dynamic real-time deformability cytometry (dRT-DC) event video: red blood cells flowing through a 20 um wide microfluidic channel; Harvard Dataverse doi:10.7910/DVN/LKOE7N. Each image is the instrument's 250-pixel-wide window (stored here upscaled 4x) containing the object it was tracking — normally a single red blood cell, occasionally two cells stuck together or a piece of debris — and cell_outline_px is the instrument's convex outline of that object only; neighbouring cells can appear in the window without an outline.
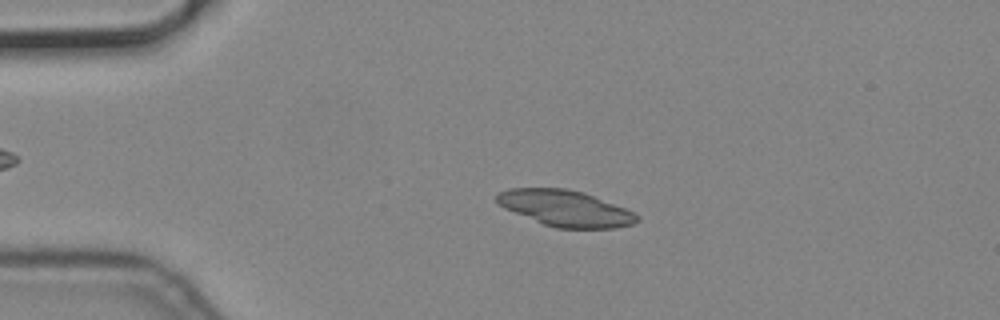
{"species": "common noctule bat (a hibernating species)", "species_latin": "Nyctalus noctula", "temperature_condition": "cold", "stored_images_in_passage": 4, "camera_frame_rate_fps": 3000, "um_per_image_px": 0.085, "animal": {"sex": "male", "body_mass_g": 19.2, "forearm_length_mm": 51.8}, "frame": {"image": 1, "passage_image": 3, "time_ms": 0.667, "image_size_px": [1000, 320], "cell_outline_px": [[640, 220], [632, 224], [616, 228], [556, 228], [544, 224], [504, 208], [496, 200], [496, 192], [508, 188], [564, 188], [584, 192], [624, 208], [640, 216]], "centroid_in_image_um": [48.04, 17.7], "position_along_channel_um": 37.0, "area_um2": 29.3}}